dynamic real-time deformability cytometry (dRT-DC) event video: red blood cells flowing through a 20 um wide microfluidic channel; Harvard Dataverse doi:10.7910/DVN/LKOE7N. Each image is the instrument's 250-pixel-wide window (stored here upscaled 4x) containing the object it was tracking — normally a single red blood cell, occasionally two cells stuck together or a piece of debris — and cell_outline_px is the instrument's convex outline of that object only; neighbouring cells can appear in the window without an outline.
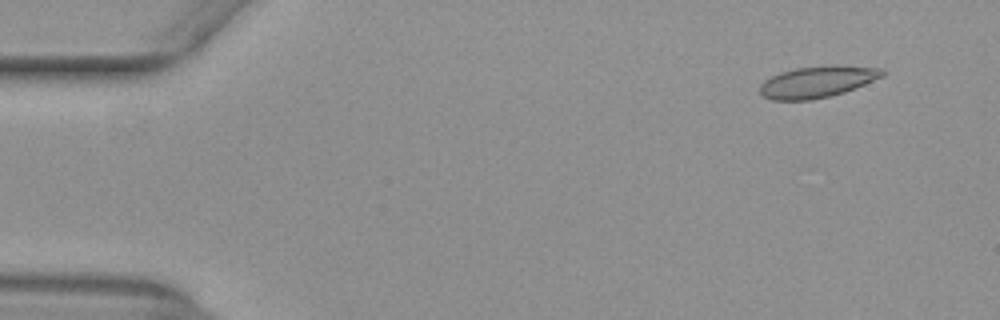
{"species": "common noctule bat (a hibernating species)", "species_latin": "Nyctalus noctula", "temperature_condition": "warm", "stored_images_in_passage": 9, "camera_frame_rate_fps": 3000, "um_per_image_px": 0.085, "animal": {"sex": "female", "body_mass_g": 29.2, "forearm_length_mm": 56.3}, "frame": {"image": 1, "passage_image": 1, "time_ms": 0.0, "image_size_px": [1000, 320], "cell_outline_px": [[888, 72], [884, 76], [856, 88], [844, 92], [812, 100], [772, 100], [760, 96], [760, 84], [764, 80], [780, 72], [796, 68], [828, 64], [840, 64], [884, 68]], "centroid_in_image_um": [69.52, 6.93], "position_along_channel_um": 15.5, "area_um2": 23.06}}